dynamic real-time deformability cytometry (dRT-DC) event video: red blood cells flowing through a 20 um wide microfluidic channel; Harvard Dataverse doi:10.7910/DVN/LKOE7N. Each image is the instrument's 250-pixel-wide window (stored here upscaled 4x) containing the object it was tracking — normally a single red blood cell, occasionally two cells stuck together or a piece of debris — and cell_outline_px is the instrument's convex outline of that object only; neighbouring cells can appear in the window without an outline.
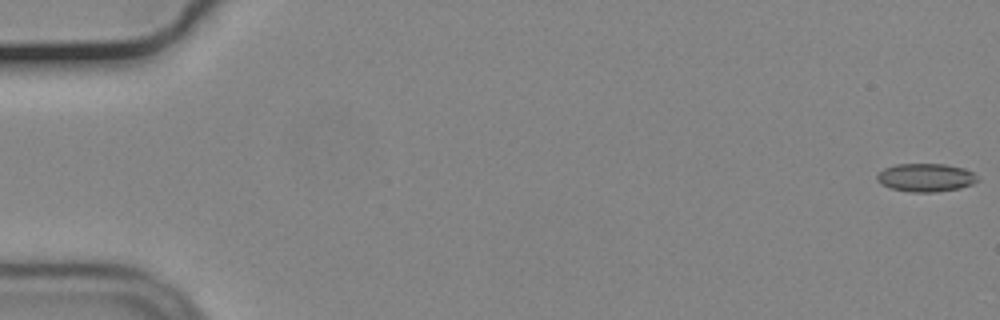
{"species": "common noctule bat (a hibernating species)", "species_latin": "Nyctalus noctula", "temperature_condition": "cold", "stored_images_in_passage": 6, "camera_frame_rate_fps": 3000, "um_per_image_px": 0.085, "animal": {"sex": "male", "body_mass_g": 19.2, "forearm_length_mm": 51.8}, "frame": {"image": 1, "passage_image": 1, "time_ms": 0.0, "image_size_px": [1000, 320], "cell_outline_px": [[980, 180], [972, 184], [960, 188], [936, 192], [912, 192], [892, 188], [880, 184], [876, 180], [876, 176], [884, 168], [896, 164], [944, 164], [964, 168], [980, 176]], "centroid_in_image_um": [78.72, 15.09], "position_along_channel_um": 6.3, "area_um2": 16.65}}